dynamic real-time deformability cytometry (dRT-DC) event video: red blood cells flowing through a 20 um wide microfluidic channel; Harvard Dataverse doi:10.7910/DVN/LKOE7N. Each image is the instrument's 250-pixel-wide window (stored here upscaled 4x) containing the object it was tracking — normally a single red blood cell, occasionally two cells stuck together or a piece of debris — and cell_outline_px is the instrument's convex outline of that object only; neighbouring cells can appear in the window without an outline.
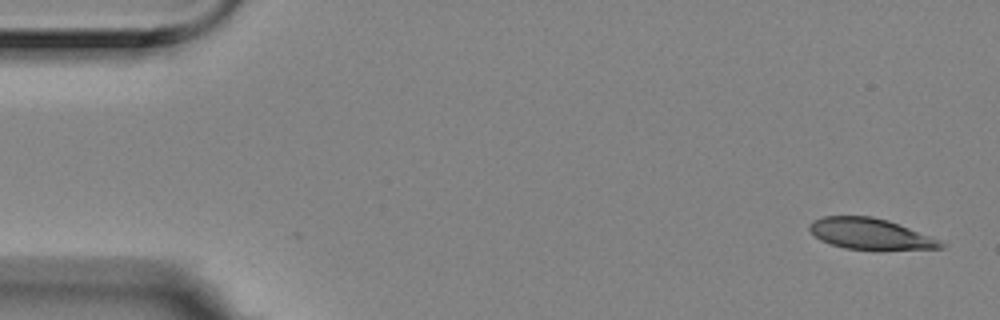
{"species": "Egyptian fruit bat (a non-hibernating species)", "species_latin": "Rousettus aegyptiacus", "temperature_condition": "room temperature", "stored_images_in_passage": 6, "camera_frame_rate_fps": 3000, "um_per_image_px": 0.085, "animal": {"sex": "female"}, "frame": {"image": 1, "passage_image": 1, "time_ms": 0.0, "image_size_px": [1000, 320], "cell_outline_px": [[948, 244], [944, 248], [880, 252], [844, 248], [820, 240], [808, 228], [808, 224], [812, 220], [824, 216], [872, 216], [888, 220], [940, 240]], "centroid_in_image_um": [74.03, 19.92], "position_along_channel_um": 11.0, "area_um2": 24.51}}
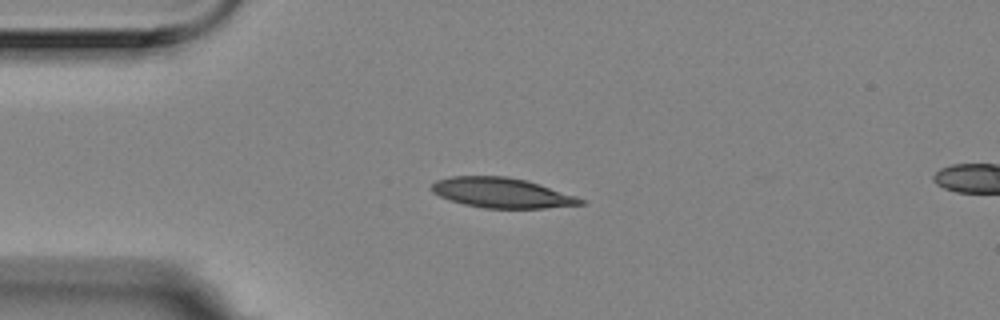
{"frame": {"image": 2, "passage_image": 4, "time_ms": 1.0, "image_size_px": [1000, 320], "cell_outline_px": [[588, 204], [544, 208], [484, 208], [464, 204], [440, 196], [432, 192], [432, 184], [436, 180], [452, 176], [508, 176], [528, 180], [576, 196], [584, 200]], "centroid_in_image_um": [42.69, 16.38], "position_along_channel_um": 42.3, "area_um2": 26.07}}